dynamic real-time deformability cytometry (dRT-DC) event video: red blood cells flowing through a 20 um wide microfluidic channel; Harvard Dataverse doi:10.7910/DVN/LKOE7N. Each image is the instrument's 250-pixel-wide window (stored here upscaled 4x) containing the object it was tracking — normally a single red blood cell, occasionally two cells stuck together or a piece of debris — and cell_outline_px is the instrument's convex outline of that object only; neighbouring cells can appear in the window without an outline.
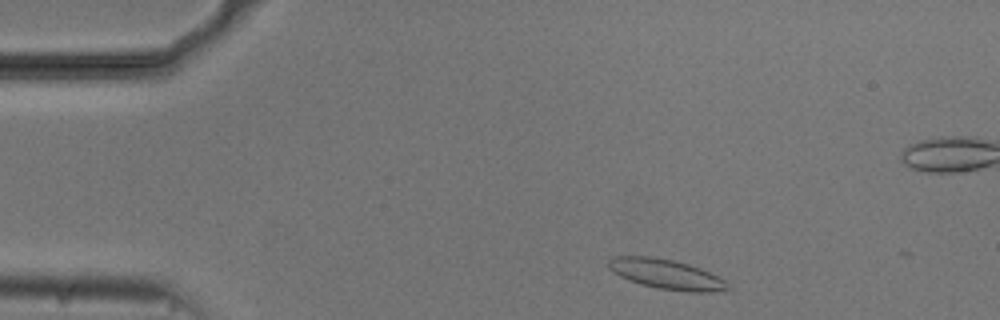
{"species": "common noctule bat (a hibernating species)", "species_latin": "Nyctalus noctula", "temperature_condition": "cold", "stored_images_in_passage": 46, "camera_frame_rate_fps": 3000, "um_per_image_px": 0.085, "animal": {"sex": "male", "body_mass_g": 20.5, "forearm_length_mm": 52.5}, "frame": {"image": 1, "passage_image": 3, "time_ms": 0.667, "image_size_px": [1000, 320], "cell_outline_px": [[732, 292], [688, 292], [656, 288], [640, 284], [628, 280], [620, 276], [608, 268], [608, 260], [612, 256], [652, 256], [672, 260], [688, 264], [700, 268], [724, 280], [732, 288]], "centroid_in_image_um": [56.67, 23.33], "position_along_channel_um": 28.3, "area_um2": 21.04}}
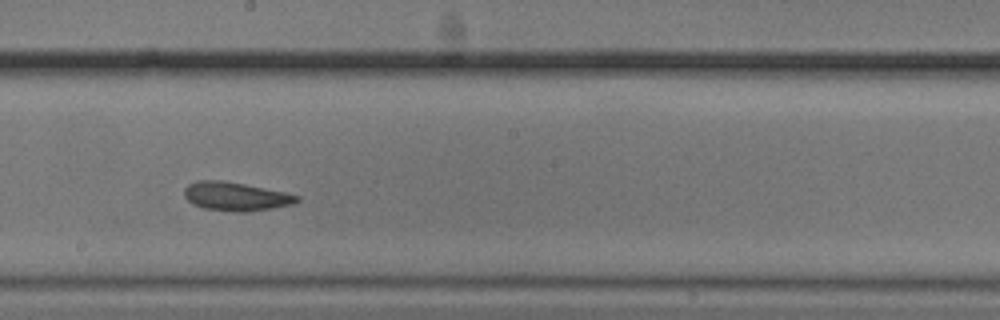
{"frame": {"image": 2, "passage_image": 24, "time_ms": 7.667, "image_size_px": [1000, 320], "cell_outline_px": [[300, 200], [292, 204], [272, 208], [248, 212], [232, 212], [204, 208], [192, 204], [184, 196], [184, 188], [188, 184], [196, 180], [224, 180], [284, 192], [300, 196]], "centroid_in_image_um": [20.01, 16.69], "position_along_channel_um": 228.2, "area_um2": 18.9}}
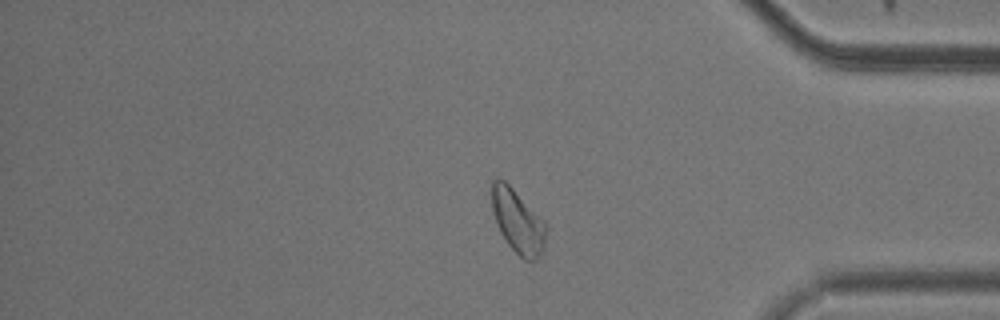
{"frame": {"image": 3, "passage_image": 39, "time_ms": 12.667, "image_size_px": [1000, 320], "cell_outline_px": [[544, 248], [536, 260], [524, 260], [508, 244], [500, 232], [496, 224], [492, 212], [492, 180], [496, 176], [500, 176], [544, 220]], "centroid_in_image_um": [43.96, 18.78], "position_along_channel_um": 391.2, "area_um2": 19.83}, "authors_computed_cell_mechanics": {"area_um2": 19.363, "velocity_mm_per_s": 3.6974, "shape_relaxation_time_tau1_ms": 4.5885, "shape_relaxation_time_tau2_ms": 2.8135, "deformation_change_tau1": 0.109, "deformation_change_tau2": 0.0881}}